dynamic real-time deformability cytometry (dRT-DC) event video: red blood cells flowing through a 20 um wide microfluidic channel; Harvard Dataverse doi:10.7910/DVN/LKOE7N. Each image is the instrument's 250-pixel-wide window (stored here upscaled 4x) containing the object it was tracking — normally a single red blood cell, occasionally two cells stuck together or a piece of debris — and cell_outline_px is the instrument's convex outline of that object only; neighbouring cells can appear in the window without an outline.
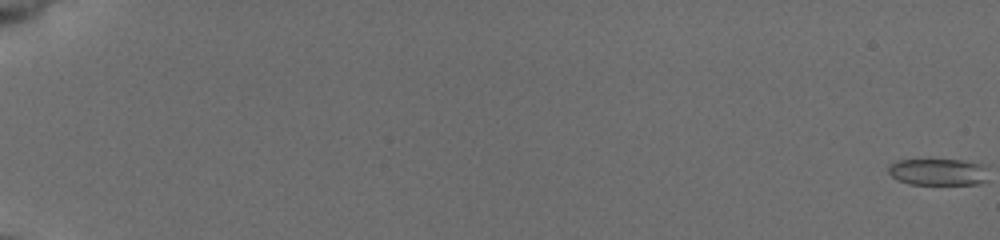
{"species": "common noctule bat (a hibernating species)", "species_latin": "Nyctalus noctula", "temperature_condition": "cold", "stored_images_in_passage": 57, "camera_frame_rate_fps": 3000, "um_per_image_px": 0.085, "animal": {"sex": "female", "body_mass_g": 19.5, "forearm_length_mm": 54.1}, "frame": {"image": 1, "passage_image": 1, "time_ms": 0.0, "image_size_px": [1000, 240], "cell_outline_px": [[984, 180], [976, 184], [912, 184], [900, 180], [892, 176], [888, 172], [888, 168], [892, 164], [900, 160], [964, 160], [980, 164]], "centroid_in_image_um": [79.65, 14.61], "position_along_channel_um": 5.4, "area_um2": 14.85}}
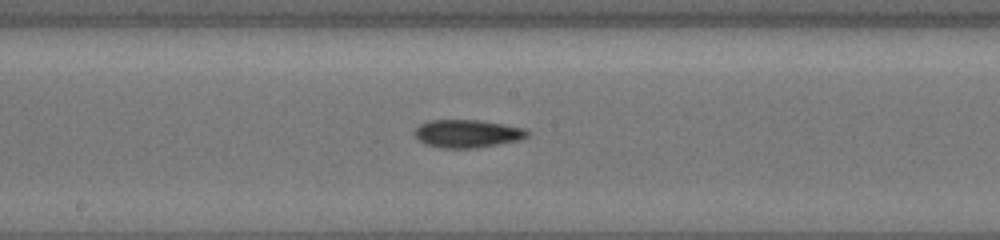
{"frame": {"image": 2, "passage_image": 34, "time_ms": 11.0, "image_size_px": [1000, 240], "cell_outline_px": [[528, 136], [520, 140], [476, 148], [440, 148], [424, 144], [416, 136], [416, 128], [420, 124], [428, 120], [480, 120], [524, 128], [528, 132]], "centroid_in_image_um": [39.72, 11.36], "position_along_channel_um": 208.5, "area_um2": 18.26}}
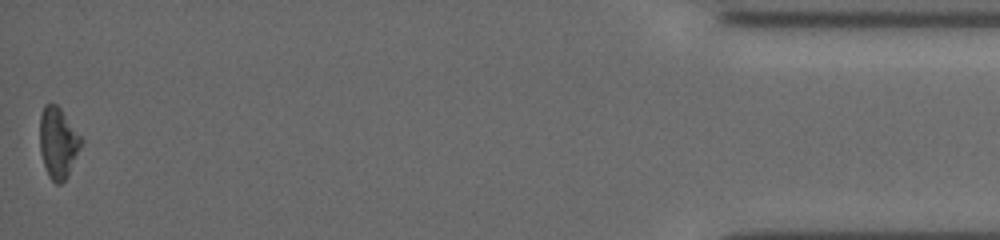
{"frame": {"image": 3, "passage_image": 57, "time_ms": 18.667, "image_size_px": [1000, 240], "cell_outline_px": [[84, 144], [68, 176], [60, 184], [56, 184], [48, 176], [40, 152], [40, 116], [44, 104], [56, 104], [60, 108], [84, 140]], "centroid_in_image_um": [4.97, 12.15], "position_along_channel_um": 430.2, "area_um2": 17.34}, "authors_computed_cell_mechanics": {"area_um2": 16.9932, "velocity_mm_per_s": 3.8896, "shape_relaxation_time_tau1_ms": 2.9509, "shape_relaxation_time_tau2_ms": null, "deformation_change_tau1": 0.0989, "deformation_change_tau2": null}}